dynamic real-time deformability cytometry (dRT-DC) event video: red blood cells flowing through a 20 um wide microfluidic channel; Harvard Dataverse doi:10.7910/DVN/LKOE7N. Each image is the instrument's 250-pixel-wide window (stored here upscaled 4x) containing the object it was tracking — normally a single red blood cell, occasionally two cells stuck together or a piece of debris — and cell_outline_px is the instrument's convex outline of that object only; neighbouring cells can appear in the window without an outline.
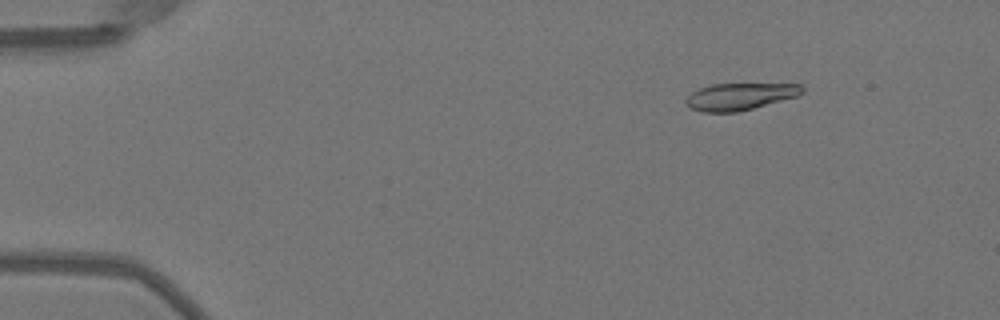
{"species": "Egyptian fruit bat (a non-hibernating species)", "species_latin": "Rousettus aegyptiacus", "temperature_condition": "warm", "stored_images_in_passage": 48, "camera_frame_rate_fps": 3000, "um_per_image_px": 0.085, "animal": {"sex": "female"}, "frame": {"image": 1, "passage_image": 7, "time_ms": 2.0, "image_size_px": [1000, 320], "cell_outline_px": [[804, 92], [796, 96], [752, 108], [736, 112], [704, 112], [692, 108], [684, 100], [692, 92], [700, 88], [712, 84], [800, 84], [804, 88]], "centroid_in_image_um": [62.89, 8.19], "position_along_channel_um": 22.1, "area_um2": 17.92}}
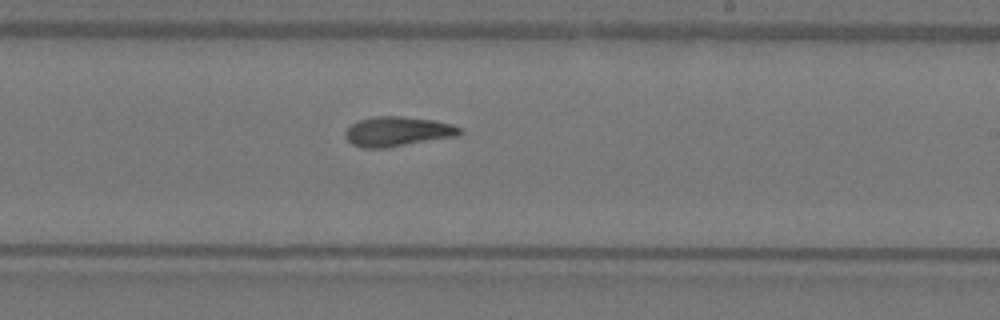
{"frame": {"image": 2, "passage_image": 31, "time_ms": 10.0, "image_size_px": [1000, 320], "cell_outline_px": [[464, 132], [460, 136], [384, 148], [364, 148], [352, 144], [344, 136], [344, 132], [352, 124], [360, 120], [376, 116], [400, 116], [432, 120], [452, 124], [460, 128]], "centroid_in_image_um": [33.82, 11.18], "position_along_channel_um": 255.2, "area_um2": 19.83}}
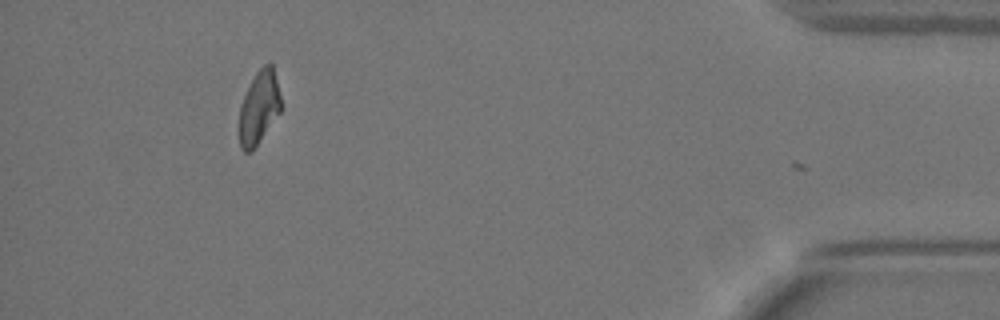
{"frame": {"image": 3, "passage_image": 47, "time_ms": 15.333, "image_size_px": [1000, 320], "cell_outline_px": [[280, 112], [252, 152], [244, 152], [240, 148], [240, 104], [256, 72], [264, 64], [272, 64], [280, 96]], "centroid_in_image_um": [22.0, 9.17], "position_along_channel_um": 413.2, "area_um2": 17.4}, "authors_computed_cell_mechanics": {"area_um2": 19.2474, "velocity_mm_per_s": 4.0555, "shape_relaxation_time_tau1_ms": 7.8535, "shape_relaxation_time_tau2_ms": 3.5464, "deformation_change_tau1": 0.226, "deformation_change_tau2": 0.115}}